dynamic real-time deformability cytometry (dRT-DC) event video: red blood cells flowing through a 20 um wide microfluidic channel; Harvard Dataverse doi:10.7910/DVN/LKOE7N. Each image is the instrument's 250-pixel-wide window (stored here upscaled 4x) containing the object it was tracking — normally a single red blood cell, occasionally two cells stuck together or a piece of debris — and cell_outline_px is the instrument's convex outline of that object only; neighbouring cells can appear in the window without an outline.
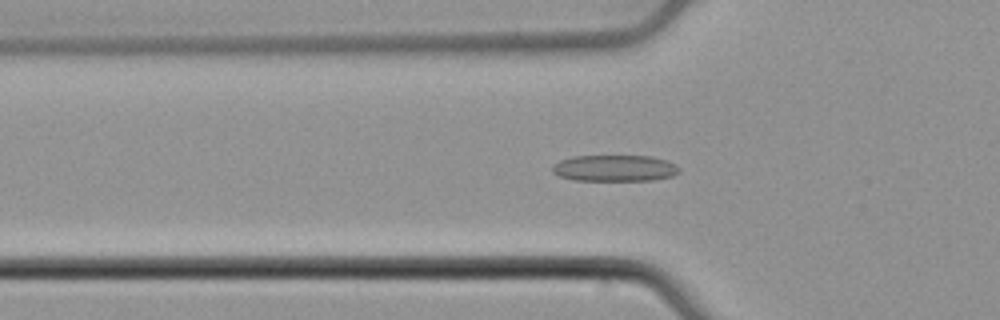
{"species": "common noctule bat (a hibernating species)", "species_latin": "Nyctalus noctula", "temperature_condition": "cold", "stored_images_in_passage": 55, "camera_frame_rate_fps": 3000, "um_per_image_px": 0.085, "animal": {"sex": "male", "body_mass_g": 21.5, "forearm_length_mm": 52.0}, "frame": {"image": 1, "passage_image": 19, "time_ms": 6.0, "image_size_px": [1000, 320], "cell_outline_px": [[680, 172], [672, 176], [652, 180], [576, 180], [560, 176], [552, 172], [552, 164], [560, 160], [572, 156], [648, 156], [668, 160], [676, 164], [680, 168]], "centroid_in_image_um": [52.26, 14.29], "position_along_channel_um": 73.5, "area_um2": 19.54}}
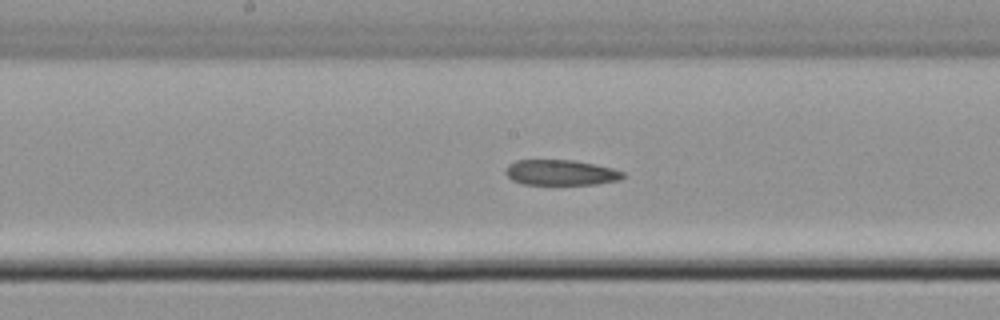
{"frame": {"image": 2, "passage_image": 29, "time_ms": 9.333, "image_size_px": [1000, 320], "cell_outline_px": [[624, 176], [620, 180], [596, 184], [524, 184], [512, 180], [504, 172], [508, 164], [516, 160], [572, 160], [612, 168], [624, 172]], "centroid_in_image_um": [47.65, 14.67], "position_along_channel_um": 200.6, "area_um2": 17.28}}
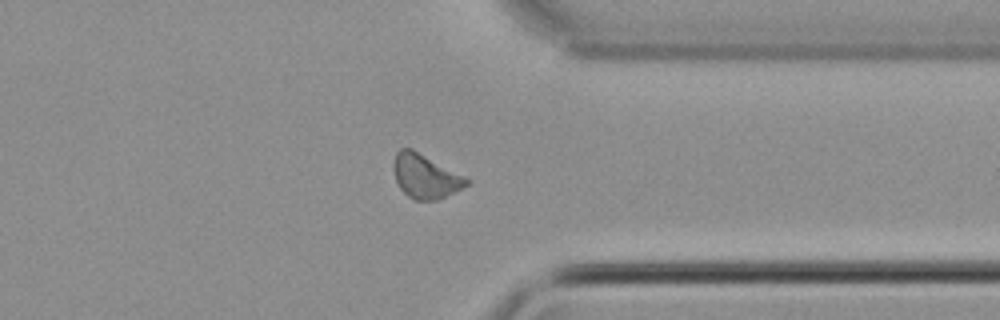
{"frame": {"image": 3, "passage_image": 43, "time_ms": 14.0, "image_size_px": [1000, 320], "cell_outline_px": [[468, 184], [436, 200], [416, 200], [408, 196], [400, 188], [396, 180], [392, 168], [392, 164], [396, 152], [400, 148], [412, 148], [464, 176], [468, 180]], "centroid_in_image_um": [36.09, 14.95], "position_along_channel_um": 375.3, "area_um2": 18.44}}